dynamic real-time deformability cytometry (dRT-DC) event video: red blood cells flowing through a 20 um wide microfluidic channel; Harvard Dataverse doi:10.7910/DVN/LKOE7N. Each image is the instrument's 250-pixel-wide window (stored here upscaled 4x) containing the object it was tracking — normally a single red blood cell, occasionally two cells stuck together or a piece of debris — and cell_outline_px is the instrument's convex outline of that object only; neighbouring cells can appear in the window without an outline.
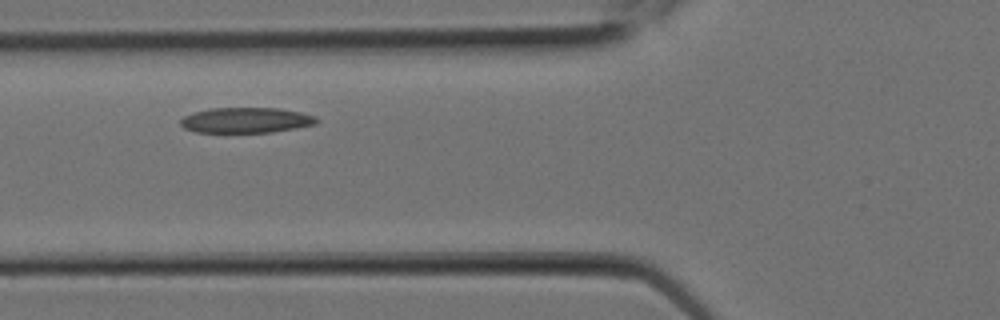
{"species": "Egyptian fruit bat (a non-hibernating species)", "species_latin": "Rousettus aegyptiacus", "temperature_condition": "room temperature", "stored_images_in_passage": 10, "camera_frame_rate_fps": 3000, "um_per_image_px": 0.085, "animal": {"sex": "female"}, "frame": {"image": 1, "passage_image": 9, "time_ms": 2.667, "image_size_px": [1000, 320], "cell_outline_px": [[320, 120], [316, 124], [296, 128], [272, 132], [196, 132], [184, 128], [180, 124], [180, 120], [184, 116], [192, 112], [208, 108], [276, 108], [300, 112], [316, 116]], "centroid_in_image_um": [20.91, 10.21], "position_along_channel_um": 104.9, "area_um2": 20.23}}
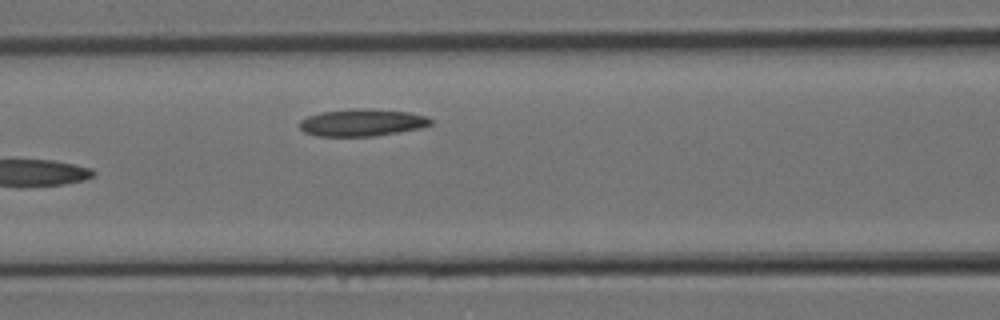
{"frame": {"image": 2, "passage_image": 10, "time_ms": 3.0, "image_size_px": [1000, 320], "cell_outline_px": [[432, 124], [424, 128], [372, 136], [316, 136], [304, 132], [300, 128], [300, 120], [308, 116], [320, 112], [368, 108], [408, 112], [428, 116], [432, 120]], "centroid_in_image_um": [30.81, 10.42], "position_along_channel_um": 135.8, "area_um2": 20.75}}